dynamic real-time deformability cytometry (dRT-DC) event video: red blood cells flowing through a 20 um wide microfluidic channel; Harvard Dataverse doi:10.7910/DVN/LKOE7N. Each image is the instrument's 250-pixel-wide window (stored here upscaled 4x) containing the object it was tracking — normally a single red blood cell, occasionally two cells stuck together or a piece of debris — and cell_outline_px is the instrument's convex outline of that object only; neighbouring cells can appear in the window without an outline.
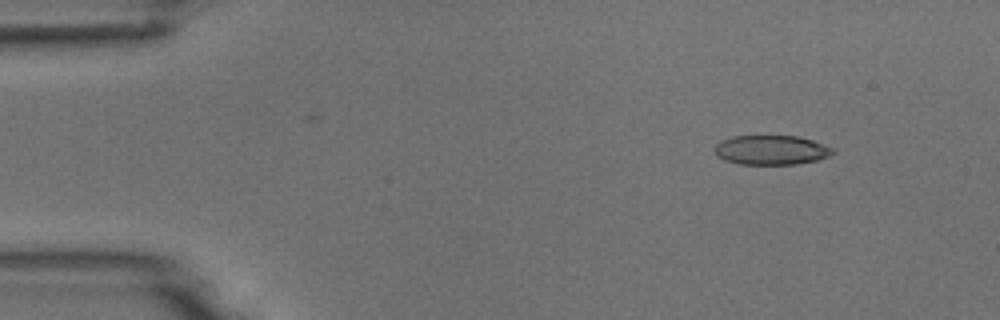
{"species": "common noctule bat (a hibernating species)", "species_latin": "Nyctalus noctula", "temperature_condition": "room temperature", "stored_images_in_passage": 8, "camera_frame_rate_fps": 3000, "um_per_image_px": 0.085, "animal": {"sex": "male", "body_mass_g": 18.8}, "frame": {"image": 1, "passage_image": 1, "time_ms": 0.0, "image_size_px": [1000, 320], "cell_outline_px": [[836, 152], [828, 156], [816, 160], [796, 164], [740, 164], [724, 160], [716, 156], [712, 148], [720, 140], [732, 136], [796, 136], [812, 140], [836, 148]], "centroid_in_image_um": [65.53, 12.75], "position_along_channel_um": 19.5, "area_um2": 20.52}}
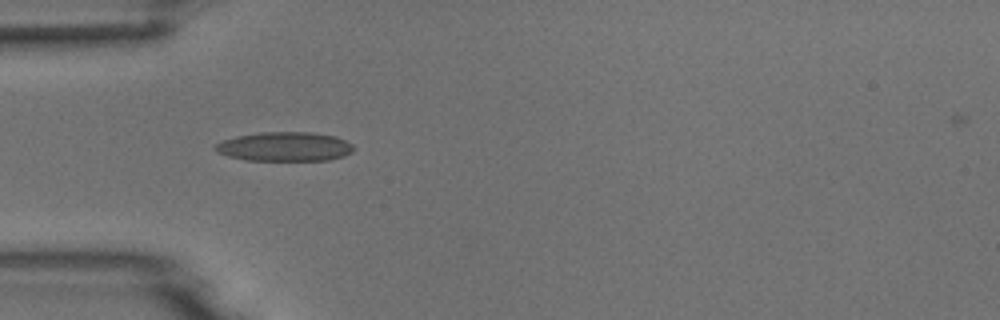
{"frame": {"image": 2, "passage_image": 4, "time_ms": 1.0, "image_size_px": [1000, 320], "cell_outline_px": [[356, 148], [352, 152], [344, 156], [328, 160], [244, 160], [228, 156], [216, 152], [212, 148], [216, 144], [224, 140], [236, 136], [260, 132], [312, 132], [336, 136], [352, 144]], "centroid_in_image_um": [24.2, 12.46], "position_along_channel_um": 60.8, "area_um2": 23.7}}